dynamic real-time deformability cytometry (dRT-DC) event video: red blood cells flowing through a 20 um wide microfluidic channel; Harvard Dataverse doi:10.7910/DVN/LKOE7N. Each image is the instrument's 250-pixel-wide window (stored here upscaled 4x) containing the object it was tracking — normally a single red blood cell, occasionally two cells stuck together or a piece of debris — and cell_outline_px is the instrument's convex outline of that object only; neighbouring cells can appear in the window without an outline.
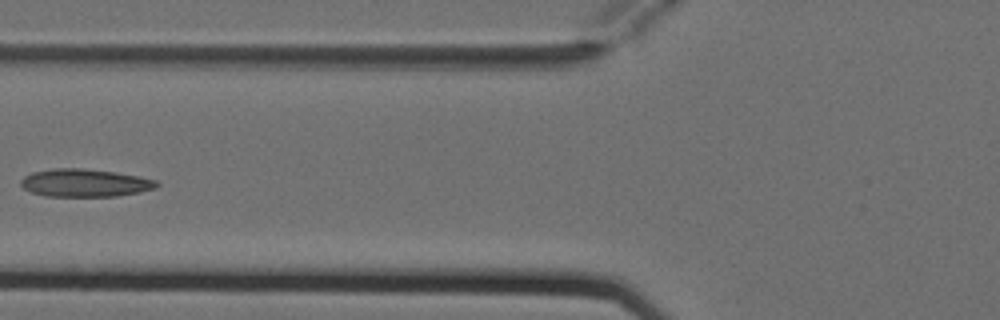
{"species": "Egyptian fruit bat (a non-hibernating species)", "species_latin": "Rousettus aegyptiacus", "temperature_condition": "cold", "stored_images_in_passage": 6, "camera_frame_rate_fps": 3000, "um_per_image_px": 0.085, "animal": {"sex": "female"}, "frame": {"image": 1, "passage_image": 5, "time_ms": 1.333, "image_size_px": [1000, 320], "cell_outline_px": [[160, 184], [156, 188], [140, 192], [116, 196], [44, 196], [32, 192], [24, 188], [20, 184], [20, 180], [24, 176], [32, 172], [56, 168], [80, 168], [112, 172], [136, 176], [156, 180]], "centroid_in_image_um": [7.19, 15.55], "position_along_channel_um": 118.6, "area_um2": 21.85}}
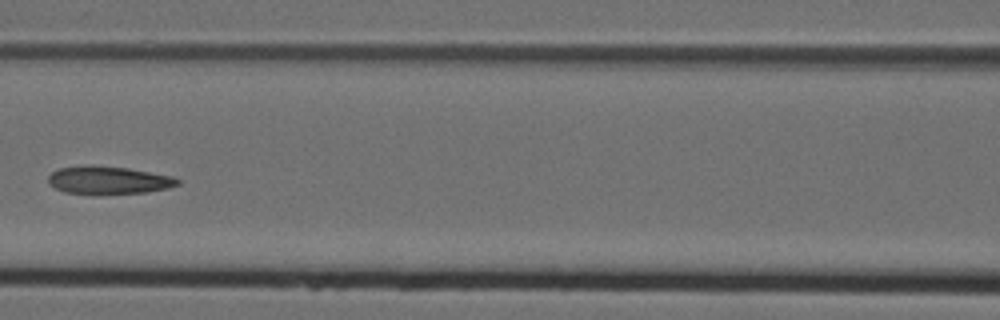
{"frame": {"image": 2, "passage_image": 6, "time_ms": 1.667, "image_size_px": [1000, 320], "cell_outline_px": [[180, 184], [168, 188], [148, 192], [92, 196], [64, 192], [48, 184], [48, 176], [52, 172], [60, 168], [92, 164], [128, 168], [172, 176], [180, 180]], "centroid_in_image_um": [9.2, 15.34], "position_along_channel_um": 157.4, "area_um2": 21.68}}